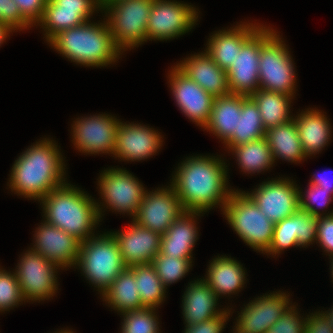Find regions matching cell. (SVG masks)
Returning a JSON list of instances; mask_svg holds the SVG:
<instances>
[{"instance_id": "45", "label": "cell", "mask_w": 333, "mask_h": 333, "mask_svg": "<svg viewBox=\"0 0 333 333\" xmlns=\"http://www.w3.org/2000/svg\"><path fill=\"white\" fill-rule=\"evenodd\" d=\"M316 243H319L329 256H333V215L319 216Z\"/></svg>"}, {"instance_id": "32", "label": "cell", "mask_w": 333, "mask_h": 333, "mask_svg": "<svg viewBox=\"0 0 333 333\" xmlns=\"http://www.w3.org/2000/svg\"><path fill=\"white\" fill-rule=\"evenodd\" d=\"M226 148L235 155L240 169L248 174L268 170L275 163L265 136L240 146Z\"/></svg>"}, {"instance_id": "51", "label": "cell", "mask_w": 333, "mask_h": 333, "mask_svg": "<svg viewBox=\"0 0 333 333\" xmlns=\"http://www.w3.org/2000/svg\"><path fill=\"white\" fill-rule=\"evenodd\" d=\"M56 333H74V332L72 330H69V329L68 330L67 329L66 330H64V329L62 330L61 329V331L56 332Z\"/></svg>"}, {"instance_id": "19", "label": "cell", "mask_w": 333, "mask_h": 333, "mask_svg": "<svg viewBox=\"0 0 333 333\" xmlns=\"http://www.w3.org/2000/svg\"><path fill=\"white\" fill-rule=\"evenodd\" d=\"M162 142V136L153 128L120 121L113 155L123 161L145 160L161 149Z\"/></svg>"}, {"instance_id": "17", "label": "cell", "mask_w": 333, "mask_h": 333, "mask_svg": "<svg viewBox=\"0 0 333 333\" xmlns=\"http://www.w3.org/2000/svg\"><path fill=\"white\" fill-rule=\"evenodd\" d=\"M281 291L251 300L237 317L235 328L243 333H265L291 306L289 295Z\"/></svg>"}, {"instance_id": "22", "label": "cell", "mask_w": 333, "mask_h": 333, "mask_svg": "<svg viewBox=\"0 0 333 333\" xmlns=\"http://www.w3.org/2000/svg\"><path fill=\"white\" fill-rule=\"evenodd\" d=\"M176 66L214 97L230 94L226 70L221 69L206 52L191 55Z\"/></svg>"}, {"instance_id": "9", "label": "cell", "mask_w": 333, "mask_h": 333, "mask_svg": "<svg viewBox=\"0 0 333 333\" xmlns=\"http://www.w3.org/2000/svg\"><path fill=\"white\" fill-rule=\"evenodd\" d=\"M57 269L60 268L42 255L27 250L14 271L24 300L40 302L52 298L58 289Z\"/></svg>"}, {"instance_id": "13", "label": "cell", "mask_w": 333, "mask_h": 333, "mask_svg": "<svg viewBox=\"0 0 333 333\" xmlns=\"http://www.w3.org/2000/svg\"><path fill=\"white\" fill-rule=\"evenodd\" d=\"M267 180L247 194L274 224L299 209V187L289 178Z\"/></svg>"}, {"instance_id": "36", "label": "cell", "mask_w": 333, "mask_h": 333, "mask_svg": "<svg viewBox=\"0 0 333 333\" xmlns=\"http://www.w3.org/2000/svg\"><path fill=\"white\" fill-rule=\"evenodd\" d=\"M156 309L143 308L121 314V333H160Z\"/></svg>"}, {"instance_id": "46", "label": "cell", "mask_w": 333, "mask_h": 333, "mask_svg": "<svg viewBox=\"0 0 333 333\" xmlns=\"http://www.w3.org/2000/svg\"><path fill=\"white\" fill-rule=\"evenodd\" d=\"M304 333H333V327L322 311L306 315Z\"/></svg>"}, {"instance_id": "5", "label": "cell", "mask_w": 333, "mask_h": 333, "mask_svg": "<svg viewBox=\"0 0 333 333\" xmlns=\"http://www.w3.org/2000/svg\"><path fill=\"white\" fill-rule=\"evenodd\" d=\"M286 47L273 28L260 27L259 88L293 97L296 73Z\"/></svg>"}, {"instance_id": "49", "label": "cell", "mask_w": 333, "mask_h": 333, "mask_svg": "<svg viewBox=\"0 0 333 333\" xmlns=\"http://www.w3.org/2000/svg\"><path fill=\"white\" fill-rule=\"evenodd\" d=\"M119 0H97L99 6H100V9L101 11L106 8L108 5L114 3V2H117Z\"/></svg>"}, {"instance_id": "53", "label": "cell", "mask_w": 333, "mask_h": 333, "mask_svg": "<svg viewBox=\"0 0 333 333\" xmlns=\"http://www.w3.org/2000/svg\"><path fill=\"white\" fill-rule=\"evenodd\" d=\"M233 331L234 332H232V333H243L242 331L238 330L237 328H234Z\"/></svg>"}, {"instance_id": "8", "label": "cell", "mask_w": 333, "mask_h": 333, "mask_svg": "<svg viewBox=\"0 0 333 333\" xmlns=\"http://www.w3.org/2000/svg\"><path fill=\"white\" fill-rule=\"evenodd\" d=\"M153 2L119 0L103 9L113 42L122 53L146 42L147 23Z\"/></svg>"}, {"instance_id": "34", "label": "cell", "mask_w": 333, "mask_h": 333, "mask_svg": "<svg viewBox=\"0 0 333 333\" xmlns=\"http://www.w3.org/2000/svg\"><path fill=\"white\" fill-rule=\"evenodd\" d=\"M135 275L140 300L145 308L157 309L165 299L166 287L158 277L154 266L150 264L130 267Z\"/></svg>"}, {"instance_id": "10", "label": "cell", "mask_w": 333, "mask_h": 333, "mask_svg": "<svg viewBox=\"0 0 333 333\" xmlns=\"http://www.w3.org/2000/svg\"><path fill=\"white\" fill-rule=\"evenodd\" d=\"M198 11L193 5L154 0L147 23V40H170L191 31L198 21Z\"/></svg>"}, {"instance_id": "6", "label": "cell", "mask_w": 333, "mask_h": 333, "mask_svg": "<svg viewBox=\"0 0 333 333\" xmlns=\"http://www.w3.org/2000/svg\"><path fill=\"white\" fill-rule=\"evenodd\" d=\"M97 291H104L126 268L116 239L110 232L95 235L80 244L76 267Z\"/></svg>"}, {"instance_id": "42", "label": "cell", "mask_w": 333, "mask_h": 333, "mask_svg": "<svg viewBox=\"0 0 333 333\" xmlns=\"http://www.w3.org/2000/svg\"><path fill=\"white\" fill-rule=\"evenodd\" d=\"M0 22L12 30H25L31 25L22 17L14 0H0Z\"/></svg>"}, {"instance_id": "35", "label": "cell", "mask_w": 333, "mask_h": 333, "mask_svg": "<svg viewBox=\"0 0 333 333\" xmlns=\"http://www.w3.org/2000/svg\"><path fill=\"white\" fill-rule=\"evenodd\" d=\"M192 258H175L162 254L160 251L154 257V266L158 277L167 288L172 283L182 279L192 267Z\"/></svg>"}, {"instance_id": "20", "label": "cell", "mask_w": 333, "mask_h": 333, "mask_svg": "<svg viewBox=\"0 0 333 333\" xmlns=\"http://www.w3.org/2000/svg\"><path fill=\"white\" fill-rule=\"evenodd\" d=\"M260 28L243 44L226 71L230 94L251 96L259 89Z\"/></svg>"}, {"instance_id": "24", "label": "cell", "mask_w": 333, "mask_h": 333, "mask_svg": "<svg viewBox=\"0 0 333 333\" xmlns=\"http://www.w3.org/2000/svg\"><path fill=\"white\" fill-rule=\"evenodd\" d=\"M199 212L184 211L161 235L160 252L175 258H192V251L198 239L195 218Z\"/></svg>"}, {"instance_id": "26", "label": "cell", "mask_w": 333, "mask_h": 333, "mask_svg": "<svg viewBox=\"0 0 333 333\" xmlns=\"http://www.w3.org/2000/svg\"><path fill=\"white\" fill-rule=\"evenodd\" d=\"M294 119L305 157L319 154L331 138V125L322 111L307 109Z\"/></svg>"}, {"instance_id": "40", "label": "cell", "mask_w": 333, "mask_h": 333, "mask_svg": "<svg viewBox=\"0 0 333 333\" xmlns=\"http://www.w3.org/2000/svg\"><path fill=\"white\" fill-rule=\"evenodd\" d=\"M319 216L298 209L293 214V229L297 237L298 247L308 246L316 241Z\"/></svg>"}, {"instance_id": "4", "label": "cell", "mask_w": 333, "mask_h": 333, "mask_svg": "<svg viewBox=\"0 0 333 333\" xmlns=\"http://www.w3.org/2000/svg\"><path fill=\"white\" fill-rule=\"evenodd\" d=\"M48 44L71 62L104 67L117 62L122 51L114 44L106 21L86 22L55 35Z\"/></svg>"}, {"instance_id": "47", "label": "cell", "mask_w": 333, "mask_h": 333, "mask_svg": "<svg viewBox=\"0 0 333 333\" xmlns=\"http://www.w3.org/2000/svg\"><path fill=\"white\" fill-rule=\"evenodd\" d=\"M325 172V171H324ZM323 172V175H316L314 174L313 177L311 178L309 184H314L317 186L322 187L323 189H325L326 191H332L333 193V179H330L327 175V173L325 174ZM329 174V173H328ZM331 174V173H330ZM333 175V173H332Z\"/></svg>"}, {"instance_id": "12", "label": "cell", "mask_w": 333, "mask_h": 333, "mask_svg": "<svg viewBox=\"0 0 333 333\" xmlns=\"http://www.w3.org/2000/svg\"><path fill=\"white\" fill-rule=\"evenodd\" d=\"M120 121L108 114L77 118L72 125L73 143L85 154H113Z\"/></svg>"}, {"instance_id": "21", "label": "cell", "mask_w": 333, "mask_h": 333, "mask_svg": "<svg viewBox=\"0 0 333 333\" xmlns=\"http://www.w3.org/2000/svg\"><path fill=\"white\" fill-rule=\"evenodd\" d=\"M131 223L123 231L110 232L117 241L122 260L126 267L150 264L160 251L161 235L134 221Z\"/></svg>"}, {"instance_id": "44", "label": "cell", "mask_w": 333, "mask_h": 333, "mask_svg": "<svg viewBox=\"0 0 333 333\" xmlns=\"http://www.w3.org/2000/svg\"><path fill=\"white\" fill-rule=\"evenodd\" d=\"M22 17L31 25L38 24L44 13L47 0H14Z\"/></svg>"}, {"instance_id": "25", "label": "cell", "mask_w": 333, "mask_h": 333, "mask_svg": "<svg viewBox=\"0 0 333 333\" xmlns=\"http://www.w3.org/2000/svg\"><path fill=\"white\" fill-rule=\"evenodd\" d=\"M182 297V313L186 326L207 321L225 310L216 309L219 298L203 279L190 282Z\"/></svg>"}, {"instance_id": "37", "label": "cell", "mask_w": 333, "mask_h": 333, "mask_svg": "<svg viewBox=\"0 0 333 333\" xmlns=\"http://www.w3.org/2000/svg\"><path fill=\"white\" fill-rule=\"evenodd\" d=\"M23 301L25 302L15 272L11 274L0 268V312L8 311Z\"/></svg>"}, {"instance_id": "1", "label": "cell", "mask_w": 333, "mask_h": 333, "mask_svg": "<svg viewBox=\"0 0 333 333\" xmlns=\"http://www.w3.org/2000/svg\"><path fill=\"white\" fill-rule=\"evenodd\" d=\"M179 165L171 185L184 211L206 213L215 205L224 210L233 191L228 188V168L224 160L198 155L187 157Z\"/></svg>"}, {"instance_id": "50", "label": "cell", "mask_w": 333, "mask_h": 333, "mask_svg": "<svg viewBox=\"0 0 333 333\" xmlns=\"http://www.w3.org/2000/svg\"><path fill=\"white\" fill-rule=\"evenodd\" d=\"M322 313L325 315V317L328 319V322L333 327V308L325 312L323 311Z\"/></svg>"}, {"instance_id": "52", "label": "cell", "mask_w": 333, "mask_h": 333, "mask_svg": "<svg viewBox=\"0 0 333 333\" xmlns=\"http://www.w3.org/2000/svg\"><path fill=\"white\" fill-rule=\"evenodd\" d=\"M330 257L332 258V259H331V261H332V262H331V270H332V271H331V273H332V274H331V275H332L331 277L333 278V256H330Z\"/></svg>"}, {"instance_id": "11", "label": "cell", "mask_w": 333, "mask_h": 333, "mask_svg": "<svg viewBox=\"0 0 333 333\" xmlns=\"http://www.w3.org/2000/svg\"><path fill=\"white\" fill-rule=\"evenodd\" d=\"M98 183L102 206L107 204V209L129 213L134 219L146 191L138 178L123 168L112 167L100 174Z\"/></svg>"}, {"instance_id": "3", "label": "cell", "mask_w": 333, "mask_h": 333, "mask_svg": "<svg viewBox=\"0 0 333 333\" xmlns=\"http://www.w3.org/2000/svg\"><path fill=\"white\" fill-rule=\"evenodd\" d=\"M39 202L47 223L75 236L81 242L95 236L92 232L99 224L103 211L101 205L86 192L66 181Z\"/></svg>"}, {"instance_id": "30", "label": "cell", "mask_w": 333, "mask_h": 333, "mask_svg": "<svg viewBox=\"0 0 333 333\" xmlns=\"http://www.w3.org/2000/svg\"><path fill=\"white\" fill-rule=\"evenodd\" d=\"M135 275L126 267L102 294L103 301L120 314L145 308L140 300Z\"/></svg>"}, {"instance_id": "28", "label": "cell", "mask_w": 333, "mask_h": 333, "mask_svg": "<svg viewBox=\"0 0 333 333\" xmlns=\"http://www.w3.org/2000/svg\"><path fill=\"white\" fill-rule=\"evenodd\" d=\"M247 97L237 94L215 97L209 121L204 129L223 140L225 144L233 132L237 131L242 102Z\"/></svg>"}, {"instance_id": "27", "label": "cell", "mask_w": 333, "mask_h": 333, "mask_svg": "<svg viewBox=\"0 0 333 333\" xmlns=\"http://www.w3.org/2000/svg\"><path fill=\"white\" fill-rule=\"evenodd\" d=\"M207 276L203 280L217 297L237 294L246 283L245 270L239 261L228 256H217L209 262Z\"/></svg>"}, {"instance_id": "39", "label": "cell", "mask_w": 333, "mask_h": 333, "mask_svg": "<svg viewBox=\"0 0 333 333\" xmlns=\"http://www.w3.org/2000/svg\"><path fill=\"white\" fill-rule=\"evenodd\" d=\"M309 188L303 194L301 190H299V209L305 212H308L314 216H329L333 215L332 212H328L327 214L321 213L315 208L314 204L320 207H328L330 202L333 200L332 191H326L320 186L309 184ZM332 195V197H331Z\"/></svg>"}, {"instance_id": "43", "label": "cell", "mask_w": 333, "mask_h": 333, "mask_svg": "<svg viewBox=\"0 0 333 333\" xmlns=\"http://www.w3.org/2000/svg\"><path fill=\"white\" fill-rule=\"evenodd\" d=\"M231 309L226 308L217 316L195 325L185 326L184 333H221L227 324Z\"/></svg>"}, {"instance_id": "41", "label": "cell", "mask_w": 333, "mask_h": 333, "mask_svg": "<svg viewBox=\"0 0 333 333\" xmlns=\"http://www.w3.org/2000/svg\"><path fill=\"white\" fill-rule=\"evenodd\" d=\"M296 309L295 305L291 304L279 320L265 333H304L306 318L299 316Z\"/></svg>"}, {"instance_id": "38", "label": "cell", "mask_w": 333, "mask_h": 333, "mask_svg": "<svg viewBox=\"0 0 333 333\" xmlns=\"http://www.w3.org/2000/svg\"><path fill=\"white\" fill-rule=\"evenodd\" d=\"M292 246L298 247V241L293 229V215H290L282 221L274 224L272 241L264 254H273L276 256L284 249Z\"/></svg>"}, {"instance_id": "7", "label": "cell", "mask_w": 333, "mask_h": 333, "mask_svg": "<svg viewBox=\"0 0 333 333\" xmlns=\"http://www.w3.org/2000/svg\"><path fill=\"white\" fill-rule=\"evenodd\" d=\"M222 212L232 229L252 249L264 253L269 248L274 223L245 191L233 190Z\"/></svg>"}, {"instance_id": "16", "label": "cell", "mask_w": 333, "mask_h": 333, "mask_svg": "<svg viewBox=\"0 0 333 333\" xmlns=\"http://www.w3.org/2000/svg\"><path fill=\"white\" fill-rule=\"evenodd\" d=\"M100 10L97 0H47L41 21L49 42L59 32L89 22L93 12Z\"/></svg>"}, {"instance_id": "18", "label": "cell", "mask_w": 333, "mask_h": 333, "mask_svg": "<svg viewBox=\"0 0 333 333\" xmlns=\"http://www.w3.org/2000/svg\"><path fill=\"white\" fill-rule=\"evenodd\" d=\"M36 229L31 249L61 269L75 268L81 241L45 220Z\"/></svg>"}, {"instance_id": "33", "label": "cell", "mask_w": 333, "mask_h": 333, "mask_svg": "<svg viewBox=\"0 0 333 333\" xmlns=\"http://www.w3.org/2000/svg\"><path fill=\"white\" fill-rule=\"evenodd\" d=\"M266 129L263 126L257 104L248 96L242 102V109L238 118L237 131L225 143L226 147H234L246 144L265 136Z\"/></svg>"}, {"instance_id": "31", "label": "cell", "mask_w": 333, "mask_h": 333, "mask_svg": "<svg viewBox=\"0 0 333 333\" xmlns=\"http://www.w3.org/2000/svg\"><path fill=\"white\" fill-rule=\"evenodd\" d=\"M250 97L258 106L266 130L294 118L290 114L291 96L259 88Z\"/></svg>"}, {"instance_id": "15", "label": "cell", "mask_w": 333, "mask_h": 333, "mask_svg": "<svg viewBox=\"0 0 333 333\" xmlns=\"http://www.w3.org/2000/svg\"><path fill=\"white\" fill-rule=\"evenodd\" d=\"M168 78L180 110L197 126L204 128L209 121L215 97L186 76L176 65L172 67Z\"/></svg>"}, {"instance_id": "29", "label": "cell", "mask_w": 333, "mask_h": 333, "mask_svg": "<svg viewBox=\"0 0 333 333\" xmlns=\"http://www.w3.org/2000/svg\"><path fill=\"white\" fill-rule=\"evenodd\" d=\"M265 137L272 151L273 160L301 162L305 154L294 119L266 130Z\"/></svg>"}, {"instance_id": "2", "label": "cell", "mask_w": 333, "mask_h": 333, "mask_svg": "<svg viewBox=\"0 0 333 333\" xmlns=\"http://www.w3.org/2000/svg\"><path fill=\"white\" fill-rule=\"evenodd\" d=\"M53 141L43 138L15 160L8 183L14 194L40 201L66 183L64 160Z\"/></svg>"}, {"instance_id": "48", "label": "cell", "mask_w": 333, "mask_h": 333, "mask_svg": "<svg viewBox=\"0 0 333 333\" xmlns=\"http://www.w3.org/2000/svg\"><path fill=\"white\" fill-rule=\"evenodd\" d=\"M11 32H14V30H12L7 24L0 22V46L5 42L6 38H8L7 36H9Z\"/></svg>"}, {"instance_id": "23", "label": "cell", "mask_w": 333, "mask_h": 333, "mask_svg": "<svg viewBox=\"0 0 333 333\" xmlns=\"http://www.w3.org/2000/svg\"><path fill=\"white\" fill-rule=\"evenodd\" d=\"M253 23H243L227 30L216 31L207 42L204 50L212 60L224 70H228L243 44L261 27Z\"/></svg>"}, {"instance_id": "14", "label": "cell", "mask_w": 333, "mask_h": 333, "mask_svg": "<svg viewBox=\"0 0 333 333\" xmlns=\"http://www.w3.org/2000/svg\"><path fill=\"white\" fill-rule=\"evenodd\" d=\"M183 212L180 199L170 185L157 188L154 192L146 190L132 221L162 235Z\"/></svg>"}]
</instances>
